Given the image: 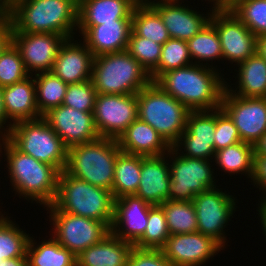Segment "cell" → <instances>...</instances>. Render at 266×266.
<instances>
[{
  "label": "cell",
  "mask_w": 266,
  "mask_h": 266,
  "mask_svg": "<svg viewBox=\"0 0 266 266\" xmlns=\"http://www.w3.org/2000/svg\"><path fill=\"white\" fill-rule=\"evenodd\" d=\"M221 71L190 64L166 71L154 82L190 111L215 110L221 107L226 80Z\"/></svg>",
  "instance_id": "obj_1"
},
{
  "label": "cell",
  "mask_w": 266,
  "mask_h": 266,
  "mask_svg": "<svg viewBox=\"0 0 266 266\" xmlns=\"http://www.w3.org/2000/svg\"><path fill=\"white\" fill-rule=\"evenodd\" d=\"M13 32L54 33L73 38L78 0H9Z\"/></svg>",
  "instance_id": "obj_2"
},
{
  "label": "cell",
  "mask_w": 266,
  "mask_h": 266,
  "mask_svg": "<svg viewBox=\"0 0 266 266\" xmlns=\"http://www.w3.org/2000/svg\"><path fill=\"white\" fill-rule=\"evenodd\" d=\"M1 149L6 156L8 176L13 191L19 198L51 205L56 197L60 171L19 151L7 138L1 139Z\"/></svg>",
  "instance_id": "obj_3"
},
{
  "label": "cell",
  "mask_w": 266,
  "mask_h": 266,
  "mask_svg": "<svg viewBox=\"0 0 266 266\" xmlns=\"http://www.w3.org/2000/svg\"><path fill=\"white\" fill-rule=\"evenodd\" d=\"M48 211H62L87 217L112 227L114 219V198L111 190L60 172L57 193Z\"/></svg>",
  "instance_id": "obj_4"
},
{
  "label": "cell",
  "mask_w": 266,
  "mask_h": 266,
  "mask_svg": "<svg viewBox=\"0 0 266 266\" xmlns=\"http://www.w3.org/2000/svg\"><path fill=\"white\" fill-rule=\"evenodd\" d=\"M121 152L116 139L100 137L68 148L64 172L112 192L115 163Z\"/></svg>",
  "instance_id": "obj_5"
},
{
  "label": "cell",
  "mask_w": 266,
  "mask_h": 266,
  "mask_svg": "<svg viewBox=\"0 0 266 266\" xmlns=\"http://www.w3.org/2000/svg\"><path fill=\"white\" fill-rule=\"evenodd\" d=\"M92 81L97 94H137L152 80L126 50L94 57Z\"/></svg>",
  "instance_id": "obj_6"
},
{
  "label": "cell",
  "mask_w": 266,
  "mask_h": 266,
  "mask_svg": "<svg viewBox=\"0 0 266 266\" xmlns=\"http://www.w3.org/2000/svg\"><path fill=\"white\" fill-rule=\"evenodd\" d=\"M138 119L153 127L172 146L186 129L190 110L155 82L137 93Z\"/></svg>",
  "instance_id": "obj_7"
},
{
  "label": "cell",
  "mask_w": 266,
  "mask_h": 266,
  "mask_svg": "<svg viewBox=\"0 0 266 266\" xmlns=\"http://www.w3.org/2000/svg\"><path fill=\"white\" fill-rule=\"evenodd\" d=\"M7 139L22 153L64 171L68 148L43 117L13 124Z\"/></svg>",
  "instance_id": "obj_8"
},
{
  "label": "cell",
  "mask_w": 266,
  "mask_h": 266,
  "mask_svg": "<svg viewBox=\"0 0 266 266\" xmlns=\"http://www.w3.org/2000/svg\"><path fill=\"white\" fill-rule=\"evenodd\" d=\"M168 157L171 158L168 200L192 201L195 195L216 188L212 160L180 156L172 148Z\"/></svg>",
  "instance_id": "obj_9"
},
{
  "label": "cell",
  "mask_w": 266,
  "mask_h": 266,
  "mask_svg": "<svg viewBox=\"0 0 266 266\" xmlns=\"http://www.w3.org/2000/svg\"><path fill=\"white\" fill-rule=\"evenodd\" d=\"M48 213L49 221L53 225L51 235L75 256L101 242L111 232V228L101 221L62 211Z\"/></svg>",
  "instance_id": "obj_10"
},
{
  "label": "cell",
  "mask_w": 266,
  "mask_h": 266,
  "mask_svg": "<svg viewBox=\"0 0 266 266\" xmlns=\"http://www.w3.org/2000/svg\"><path fill=\"white\" fill-rule=\"evenodd\" d=\"M236 200L230 192H223L221 188L195 195L192 203L197 217V232L211 237L226 248L227 235L224 229L236 211Z\"/></svg>",
  "instance_id": "obj_11"
},
{
  "label": "cell",
  "mask_w": 266,
  "mask_h": 266,
  "mask_svg": "<svg viewBox=\"0 0 266 266\" xmlns=\"http://www.w3.org/2000/svg\"><path fill=\"white\" fill-rule=\"evenodd\" d=\"M210 23L219 35L226 62L238 65L256 53L257 37L231 9L215 8Z\"/></svg>",
  "instance_id": "obj_12"
},
{
  "label": "cell",
  "mask_w": 266,
  "mask_h": 266,
  "mask_svg": "<svg viewBox=\"0 0 266 266\" xmlns=\"http://www.w3.org/2000/svg\"><path fill=\"white\" fill-rule=\"evenodd\" d=\"M137 94H97L93 117L100 137L118 139L138 118Z\"/></svg>",
  "instance_id": "obj_13"
},
{
  "label": "cell",
  "mask_w": 266,
  "mask_h": 266,
  "mask_svg": "<svg viewBox=\"0 0 266 266\" xmlns=\"http://www.w3.org/2000/svg\"><path fill=\"white\" fill-rule=\"evenodd\" d=\"M221 108L233 120L241 141L254 146L266 132V98L241 97L225 88Z\"/></svg>",
  "instance_id": "obj_14"
},
{
  "label": "cell",
  "mask_w": 266,
  "mask_h": 266,
  "mask_svg": "<svg viewBox=\"0 0 266 266\" xmlns=\"http://www.w3.org/2000/svg\"><path fill=\"white\" fill-rule=\"evenodd\" d=\"M215 129L216 109L190 111L186 129L171 148L180 156L213 160Z\"/></svg>",
  "instance_id": "obj_15"
},
{
  "label": "cell",
  "mask_w": 266,
  "mask_h": 266,
  "mask_svg": "<svg viewBox=\"0 0 266 266\" xmlns=\"http://www.w3.org/2000/svg\"><path fill=\"white\" fill-rule=\"evenodd\" d=\"M66 39L54 33L13 32L12 35V43L19 50L30 75L51 72L54 60Z\"/></svg>",
  "instance_id": "obj_16"
},
{
  "label": "cell",
  "mask_w": 266,
  "mask_h": 266,
  "mask_svg": "<svg viewBox=\"0 0 266 266\" xmlns=\"http://www.w3.org/2000/svg\"><path fill=\"white\" fill-rule=\"evenodd\" d=\"M224 249L211 237L195 232L170 235L161 250L173 266H201Z\"/></svg>",
  "instance_id": "obj_17"
},
{
  "label": "cell",
  "mask_w": 266,
  "mask_h": 266,
  "mask_svg": "<svg viewBox=\"0 0 266 266\" xmlns=\"http://www.w3.org/2000/svg\"><path fill=\"white\" fill-rule=\"evenodd\" d=\"M67 148L100 138L93 112H83L63 104L43 115Z\"/></svg>",
  "instance_id": "obj_18"
},
{
  "label": "cell",
  "mask_w": 266,
  "mask_h": 266,
  "mask_svg": "<svg viewBox=\"0 0 266 266\" xmlns=\"http://www.w3.org/2000/svg\"><path fill=\"white\" fill-rule=\"evenodd\" d=\"M182 2L183 0L148 1L160 15L170 38L188 41L210 22L216 6L212 4L210 12L203 14L197 12L195 8L192 10L193 7L185 6Z\"/></svg>",
  "instance_id": "obj_19"
},
{
  "label": "cell",
  "mask_w": 266,
  "mask_h": 266,
  "mask_svg": "<svg viewBox=\"0 0 266 266\" xmlns=\"http://www.w3.org/2000/svg\"><path fill=\"white\" fill-rule=\"evenodd\" d=\"M153 206L136 195L115 199L111 233L134 245L146 230L149 210Z\"/></svg>",
  "instance_id": "obj_20"
},
{
  "label": "cell",
  "mask_w": 266,
  "mask_h": 266,
  "mask_svg": "<svg viewBox=\"0 0 266 266\" xmlns=\"http://www.w3.org/2000/svg\"><path fill=\"white\" fill-rule=\"evenodd\" d=\"M74 38L66 39L61 45L51 70L66 84H75L92 78L94 55L82 40L78 42Z\"/></svg>",
  "instance_id": "obj_21"
},
{
  "label": "cell",
  "mask_w": 266,
  "mask_h": 266,
  "mask_svg": "<svg viewBox=\"0 0 266 266\" xmlns=\"http://www.w3.org/2000/svg\"><path fill=\"white\" fill-rule=\"evenodd\" d=\"M77 29L87 48L94 57H97L127 49L132 19H119L98 26L77 27Z\"/></svg>",
  "instance_id": "obj_22"
},
{
  "label": "cell",
  "mask_w": 266,
  "mask_h": 266,
  "mask_svg": "<svg viewBox=\"0 0 266 266\" xmlns=\"http://www.w3.org/2000/svg\"><path fill=\"white\" fill-rule=\"evenodd\" d=\"M168 153L158 156L141 155V176L137 197L151 205H161L168 200L170 165Z\"/></svg>",
  "instance_id": "obj_23"
},
{
  "label": "cell",
  "mask_w": 266,
  "mask_h": 266,
  "mask_svg": "<svg viewBox=\"0 0 266 266\" xmlns=\"http://www.w3.org/2000/svg\"><path fill=\"white\" fill-rule=\"evenodd\" d=\"M122 152L142 156L166 155L171 146L149 124L134 120L117 139Z\"/></svg>",
  "instance_id": "obj_24"
},
{
  "label": "cell",
  "mask_w": 266,
  "mask_h": 266,
  "mask_svg": "<svg viewBox=\"0 0 266 266\" xmlns=\"http://www.w3.org/2000/svg\"><path fill=\"white\" fill-rule=\"evenodd\" d=\"M137 0H78V27L132 19Z\"/></svg>",
  "instance_id": "obj_25"
},
{
  "label": "cell",
  "mask_w": 266,
  "mask_h": 266,
  "mask_svg": "<svg viewBox=\"0 0 266 266\" xmlns=\"http://www.w3.org/2000/svg\"><path fill=\"white\" fill-rule=\"evenodd\" d=\"M3 95L6 116L12 124L43 117L36 105V88L33 75L3 87Z\"/></svg>",
  "instance_id": "obj_26"
},
{
  "label": "cell",
  "mask_w": 266,
  "mask_h": 266,
  "mask_svg": "<svg viewBox=\"0 0 266 266\" xmlns=\"http://www.w3.org/2000/svg\"><path fill=\"white\" fill-rule=\"evenodd\" d=\"M133 247L110 232L101 242L81 251L76 266H127Z\"/></svg>",
  "instance_id": "obj_27"
},
{
  "label": "cell",
  "mask_w": 266,
  "mask_h": 266,
  "mask_svg": "<svg viewBox=\"0 0 266 266\" xmlns=\"http://www.w3.org/2000/svg\"><path fill=\"white\" fill-rule=\"evenodd\" d=\"M237 67V88L226 81V89L241 97L266 98V60L256 52Z\"/></svg>",
  "instance_id": "obj_28"
},
{
  "label": "cell",
  "mask_w": 266,
  "mask_h": 266,
  "mask_svg": "<svg viewBox=\"0 0 266 266\" xmlns=\"http://www.w3.org/2000/svg\"><path fill=\"white\" fill-rule=\"evenodd\" d=\"M35 241L30 235L26 249L28 266H76V256L52 235L40 244Z\"/></svg>",
  "instance_id": "obj_29"
},
{
  "label": "cell",
  "mask_w": 266,
  "mask_h": 266,
  "mask_svg": "<svg viewBox=\"0 0 266 266\" xmlns=\"http://www.w3.org/2000/svg\"><path fill=\"white\" fill-rule=\"evenodd\" d=\"M140 176L141 155L121 151L118 154L114 169L112 184L114 200L125 195H135L139 187Z\"/></svg>",
  "instance_id": "obj_30"
},
{
  "label": "cell",
  "mask_w": 266,
  "mask_h": 266,
  "mask_svg": "<svg viewBox=\"0 0 266 266\" xmlns=\"http://www.w3.org/2000/svg\"><path fill=\"white\" fill-rule=\"evenodd\" d=\"M215 163L225 173L229 175L245 174L247 178H252L254 164V146L243 141L220 149L215 152L213 159Z\"/></svg>",
  "instance_id": "obj_31"
},
{
  "label": "cell",
  "mask_w": 266,
  "mask_h": 266,
  "mask_svg": "<svg viewBox=\"0 0 266 266\" xmlns=\"http://www.w3.org/2000/svg\"><path fill=\"white\" fill-rule=\"evenodd\" d=\"M187 45L193 64L219 70L215 65L212 66V62L213 60L214 62H216V60L219 62L220 59L223 61L222 47L219 35L210 22L200 32L188 40ZM210 63L212 64L210 65Z\"/></svg>",
  "instance_id": "obj_32"
},
{
  "label": "cell",
  "mask_w": 266,
  "mask_h": 266,
  "mask_svg": "<svg viewBox=\"0 0 266 266\" xmlns=\"http://www.w3.org/2000/svg\"><path fill=\"white\" fill-rule=\"evenodd\" d=\"M136 35L163 45L170 39L158 12L148 2H138L132 12V29Z\"/></svg>",
  "instance_id": "obj_33"
},
{
  "label": "cell",
  "mask_w": 266,
  "mask_h": 266,
  "mask_svg": "<svg viewBox=\"0 0 266 266\" xmlns=\"http://www.w3.org/2000/svg\"><path fill=\"white\" fill-rule=\"evenodd\" d=\"M36 88V105L43 116L50 109L63 104L68 84L52 72L33 75Z\"/></svg>",
  "instance_id": "obj_34"
},
{
  "label": "cell",
  "mask_w": 266,
  "mask_h": 266,
  "mask_svg": "<svg viewBox=\"0 0 266 266\" xmlns=\"http://www.w3.org/2000/svg\"><path fill=\"white\" fill-rule=\"evenodd\" d=\"M159 206L165 214L170 235L197 232V217L192 201L166 200Z\"/></svg>",
  "instance_id": "obj_35"
},
{
  "label": "cell",
  "mask_w": 266,
  "mask_h": 266,
  "mask_svg": "<svg viewBox=\"0 0 266 266\" xmlns=\"http://www.w3.org/2000/svg\"><path fill=\"white\" fill-rule=\"evenodd\" d=\"M6 214L0 215V260L27 257L29 233L19 228Z\"/></svg>",
  "instance_id": "obj_36"
},
{
  "label": "cell",
  "mask_w": 266,
  "mask_h": 266,
  "mask_svg": "<svg viewBox=\"0 0 266 266\" xmlns=\"http://www.w3.org/2000/svg\"><path fill=\"white\" fill-rule=\"evenodd\" d=\"M193 64L187 41L170 38L162 45L158 66L150 73L152 82L166 71Z\"/></svg>",
  "instance_id": "obj_37"
},
{
  "label": "cell",
  "mask_w": 266,
  "mask_h": 266,
  "mask_svg": "<svg viewBox=\"0 0 266 266\" xmlns=\"http://www.w3.org/2000/svg\"><path fill=\"white\" fill-rule=\"evenodd\" d=\"M170 236L165 214L159 205L149 210L148 223L143 236L134 244L140 249H162Z\"/></svg>",
  "instance_id": "obj_38"
},
{
  "label": "cell",
  "mask_w": 266,
  "mask_h": 266,
  "mask_svg": "<svg viewBox=\"0 0 266 266\" xmlns=\"http://www.w3.org/2000/svg\"><path fill=\"white\" fill-rule=\"evenodd\" d=\"M231 10L256 37L266 34V0H240Z\"/></svg>",
  "instance_id": "obj_39"
},
{
  "label": "cell",
  "mask_w": 266,
  "mask_h": 266,
  "mask_svg": "<svg viewBox=\"0 0 266 266\" xmlns=\"http://www.w3.org/2000/svg\"><path fill=\"white\" fill-rule=\"evenodd\" d=\"M162 45L136 35L132 30L126 51L150 74L159 64Z\"/></svg>",
  "instance_id": "obj_40"
},
{
  "label": "cell",
  "mask_w": 266,
  "mask_h": 266,
  "mask_svg": "<svg viewBox=\"0 0 266 266\" xmlns=\"http://www.w3.org/2000/svg\"><path fill=\"white\" fill-rule=\"evenodd\" d=\"M30 76L19 50L11 43L0 55V86L7 87Z\"/></svg>",
  "instance_id": "obj_41"
},
{
  "label": "cell",
  "mask_w": 266,
  "mask_h": 266,
  "mask_svg": "<svg viewBox=\"0 0 266 266\" xmlns=\"http://www.w3.org/2000/svg\"><path fill=\"white\" fill-rule=\"evenodd\" d=\"M97 91L92 79L68 84L63 105L83 112H93Z\"/></svg>",
  "instance_id": "obj_42"
},
{
  "label": "cell",
  "mask_w": 266,
  "mask_h": 266,
  "mask_svg": "<svg viewBox=\"0 0 266 266\" xmlns=\"http://www.w3.org/2000/svg\"><path fill=\"white\" fill-rule=\"evenodd\" d=\"M213 138L215 152L241 142L233 120L221 107L216 109V129Z\"/></svg>",
  "instance_id": "obj_43"
},
{
  "label": "cell",
  "mask_w": 266,
  "mask_h": 266,
  "mask_svg": "<svg viewBox=\"0 0 266 266\" xmlns=\"http://www.w3.org/2000/svg\"><path fill=\"white\" fill-rule=\"evenodd\" d=\"M127 266H173L160 249H140L133 247Z\"/></svg>",
  "instance_id": "obj_44"
},
{
  "label": "cell",
  "mask_w": 266,
  "mask_h": 266,
  "mask_svg": "<svg viewBox=\"0 0 266 266\" xmlns=\"http://www.w3.org/2000/svg\"><path fill=\"white\" fill-rule=\"evenodd\" d=\"M252 181L255 187L263 193V197H266V155L254 154L253 174Z\"/></svg>",
  "instance_id": "obj_45"
},
{
  "label": "cell",
  "mask_w": 266,
  "mask_h": 266,
  "mask_svg": "<svg viewBox=\"0 0 266 266\" xmlns=\"http://www.w3.org/2000/svg\"><path fill=\"white\" fill-rule=\"evenodd\" d=\"M4 125H6V127ZM12 126V122H10L6 116L3 87L0 86V140L8 137Z\"/></svg>",
  "instance_id": "obj_46"
},
{
  "label": "cell",
  "mask_w": 266,
  "mask_h": 266,
  "mask_svg": "<svg viewBox=\"0 0 266 266\" xmlns=\"http://www.w3.org/2000/svg\"><path fill=\"white\" fill-rule=\"evenodd\" d=\"M12 35H13V26L11 20L8 19L0 27V55L12 43Z\"/></svg>",
  "instance_id": "obj_47"
},
{
  "label": "cell",
  "mask_w": 266,
  "mask_h": 266,
  "mask_svg": "<svg viewBox=\"0 0 266 266\" xmlns=\"http://www.w3.org/2000/svg\"><path fill=\"white\" fill-rule=\"evenodd\" d=\"M259 200L260 204L258 203L257 211L259 212L258 215L260 217L263 235L265 234L264 236L266 240V197H261Z\"/></svg>",
  "instance_id": "obj_48"
},
{
  "label": "cell",
  "mask_w": 266,
  "mask_h": 266,
  "mask_svg": "<svg viewBox=\"0 0 266 266\" xmlns=\"http://www.w3.org/2000/svg\"><path fill=\"white\" fill-rule=\"evenodd\" d=\"M9 19V0H0V27Z\"/></svg>",
  "instance_id": "obj_49"
},
{
  "label": "cell",
  "mask_w": 266,
  "mask_h": 266,
  "mask_svg": "<svg viewBox=\"0 0 266 266\" xmlns=\"http://www.w3.org/2000/svg\"><path fill=\"white\" fill-rule=\"evenodd\" d=\"M0 266H28V259L27 257L4 259V262Z\"/></svg>",
  "instance_id": "obj_50"
},
{
  "label": "cell",
  "mask_w": 266,
  "mask_h": 266,
  "mask_svg": "<svg viewBox=\"0 0 266 266\" xmlns=\"http://www.w3.org/2000/svg\"><path fill=\"white\" fill-rule=\"evenodd\" d=\"M256 52L266 60V34L257 37Z\"/></svg>",
  "instance_id": "obj_51"
},
{
  "label": "cell",
  "mask_w": 266,
  "mask_h": 266,
  "mask_svg": "<svg viewBox=\"0 0 266 266\" xmlns=\"http://www.w3.org/2000/svg\"><path fill=\"white\" fill-rule=\"evenodd\" d=\"M254 154L266 155V132L254 144Z\"/></svg>",
  "instance_id": "obj_52"
},
{
  "label": "cell",
  "mask_w": 266,
  "mask_h": 266,
  "mask_svg": "<svg viewBox=\"0 0 266 266\" xmlns=\"http://www.w3.org/2000/svg\"><path fill=\"white\" fill-rule=\"evenodd\" d=\"M240 0H213V4L216 8L220 9H231Z\"/></svg>",
  "instance_id": "obj_53"
},
{
  "label": "cell",
  "mask_w": 266,
  "mask_h": 266,
  "mask_svg": "<svg viewBox=\"0 0 266 266\" xmlns=\"http://www.w3.org/2000/svg\"><path fill=\"white\" fill-rule=\"evenodd\" d=\"M2 152H3V151H2V149H1V140H0V157H2V155H1ZM0 161H1V159H0Z\"/></svg>",
  "instance_id": "obj_54"
},
{
  "label": "cell",
  "mask_w": 266,
  "mask_h": 266,
  "mask_svg": "<svg viewBox=\"0 0 266 266\" xmlns=\"http://www.w3.org/2000/svg\"><path fill=\"white\" fill-rule=\"evenodd\" d=\"M149 0H137V2H148Z\"/></svg>",
  "instance_id": "obj_55"
}]
</instances>
